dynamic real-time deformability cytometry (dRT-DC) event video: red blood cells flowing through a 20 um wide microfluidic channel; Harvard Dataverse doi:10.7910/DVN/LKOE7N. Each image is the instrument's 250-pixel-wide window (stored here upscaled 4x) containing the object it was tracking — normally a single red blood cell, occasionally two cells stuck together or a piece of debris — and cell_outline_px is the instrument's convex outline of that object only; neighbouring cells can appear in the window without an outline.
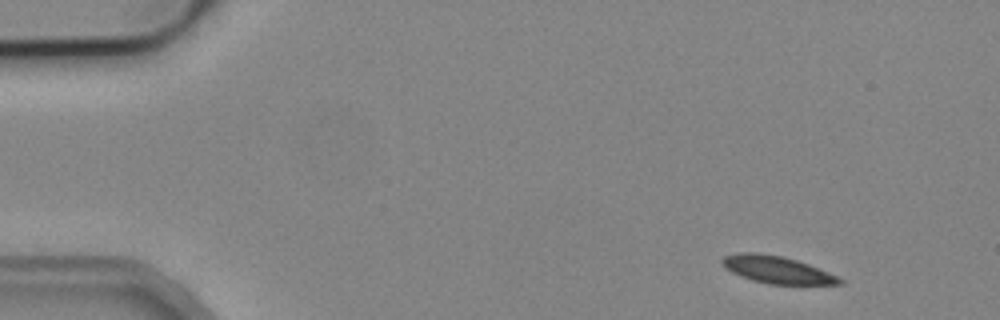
{"species": "common noctule bat (a hibernating species)", "species_latin": "Nyctalus noctula", "temperature_condition": "cold", "stored_images_in_passage": 3, "camera_frame_rate_fps": 3000, "um_per_image_px": 0.085, "animal": {"sex": "male", "body_mass_g": 19.2, "forearm_length_mm": 51.8}, "frame": {"image": 1, "passage_image": 1, "time_ms": 0.0, "image_size_px": [1000, 320], "cell_outline_px": [[844, 284], [768, 284], [752, 280], [732, 272], [724, 268], [720, 260], [724, 256], [740, 252], [756, 252], [784, 256], [808, 264], [828, 272], [844, 280]], "centroid_in_image_um": [66.01, 22.91], "position_along_channel_um": 19.0, "area_um2": 18.61}}